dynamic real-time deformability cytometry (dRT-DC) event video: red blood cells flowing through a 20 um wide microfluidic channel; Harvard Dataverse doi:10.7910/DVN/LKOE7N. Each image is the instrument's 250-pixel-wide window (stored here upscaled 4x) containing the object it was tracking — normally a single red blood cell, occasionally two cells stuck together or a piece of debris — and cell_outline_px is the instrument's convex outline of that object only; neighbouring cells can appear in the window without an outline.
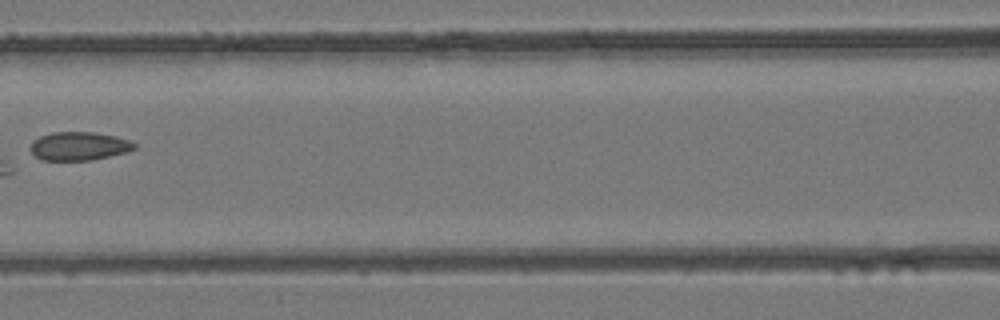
{"species": "common noctule bat (a hibernating species)", "species_latin": "Nyctalus noctula", "temperature_condition": "room temperature", "stored_images_in_passage": 4, "camera_frame_rate_fps": 3000, "um_per_image_px": 0.085, "animal": {"sex": "female", "body_mass_g": 24.6, "forearm_length_mm": 56.2}, "frame": {"image": 1, "passage_image": 3, "time_ms": 2.333, "image_size_px": [1000, 320], "cell_outline_px": [[136, 148], [128, 152], [92, 160], [40, 160], [32, 152], [32, 140], [40, 136], [52, 132], [92, 132], [116, 136], [128, 140], [136, 144]], "centroid_in_image_um": [6.73, 12.42], "position_along_channel_um": 159.9, "area_um2": 17.22}}
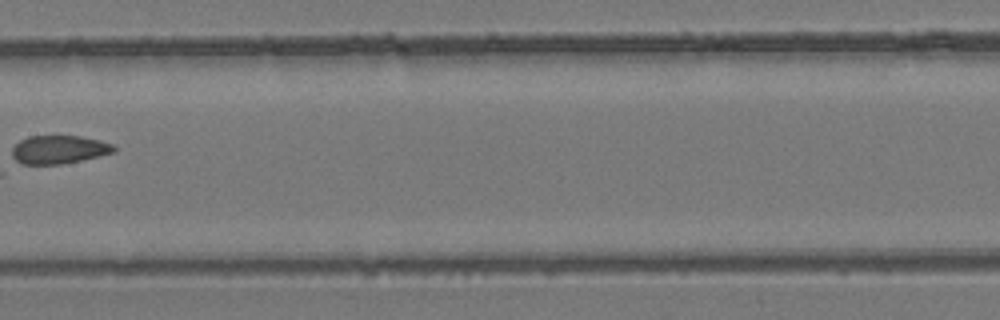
{"frame": {"image": 2, "passage_image": 4, "time_ms": 3.333, "image_size_px": [1000, 320], "cell_outline_px": [[116, 152], [80, 160], [60, 164], [12, 164], [12, 148], [20, 140], [28, 136], [80, 136], [100, 140], [112, 144], [116, 148]], "centroid_in_image_um": [4.95, 12.72], "position_along_channel_um": 202.4, "area_um2": 16.99}}